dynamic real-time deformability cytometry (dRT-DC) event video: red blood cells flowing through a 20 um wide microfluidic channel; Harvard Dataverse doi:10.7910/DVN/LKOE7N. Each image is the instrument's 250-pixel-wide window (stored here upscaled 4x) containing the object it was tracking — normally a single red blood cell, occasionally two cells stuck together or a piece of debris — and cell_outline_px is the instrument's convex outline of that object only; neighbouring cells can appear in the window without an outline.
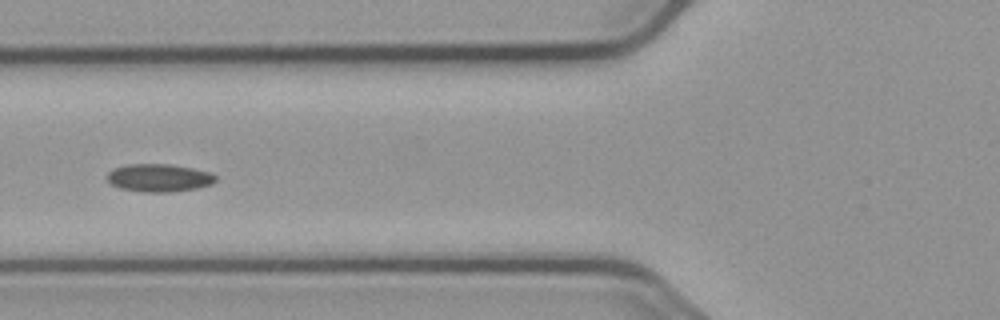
{"species": "common noctule bat (a hibernating species)", "species_latin": "Nyctalus noctula", "temperature_condition": "cold", "stored_images_in_passage": 11, "camera_frame_rate_fps": 3000, "um_per_image_px": 0.085, "animal": {"sex": "male", "body_mass_g": 23.1, "forearm_length_mm": 52.7}, "frame": {"image": 1, "passage_image": 7, "time_ms": 2.0, "image_size_px": [1000, 320], "cell_outline_px": [[216, 180], [212, 184], [196, 188], [168, 192], [144, 192], [120, 188], [112, 184], [108, 180], [108, 172], [112, 168], [124, 164], [168, 164], [192, 168], [208, 172], [216, 176]], "centroid_in_image_um": [13.49, 15.11], "position_along_channel_um": 112.3, "area_um2": 17.51}}